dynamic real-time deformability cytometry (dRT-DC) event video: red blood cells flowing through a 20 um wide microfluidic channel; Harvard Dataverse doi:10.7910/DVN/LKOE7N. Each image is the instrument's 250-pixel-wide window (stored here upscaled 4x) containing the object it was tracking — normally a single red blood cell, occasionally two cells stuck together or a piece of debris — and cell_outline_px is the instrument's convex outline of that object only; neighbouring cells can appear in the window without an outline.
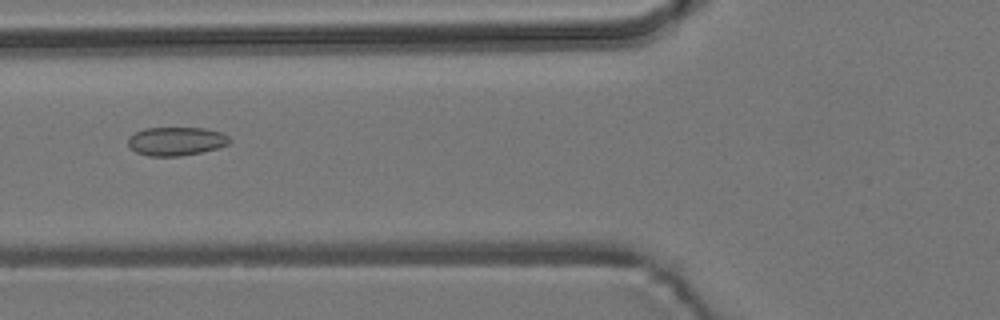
{"species": "common noctule bat (a hibernating species)", "species_latin": "Nyctalus noctula", "temperature_condition": "room temperature", "stored_images_in_passage": 54, "camera_frame_rate_fps": 3000, "um_per_image_px": 0.085, "animal": {"sex": "male", "body_mass_g": 19.2, "forearm_length_mm": 51.8}, "frame": {"image": 1, "passage_image": 21, "time_ms": 6.667, "image_size_px": [1000, 320], "cell_outline_px": [[232, 140], [228, 144], [216, 148], [200, 152], [180, 156], [148, 156], [136, 152], [128, 144], [128, 136], [144, 128], [204, 128], [220, 132], [228, 136]], "centroid_in_image_um": [14.96, 12.0], "position_along_channel_um": 110.8, "area_um2": 16.82}}
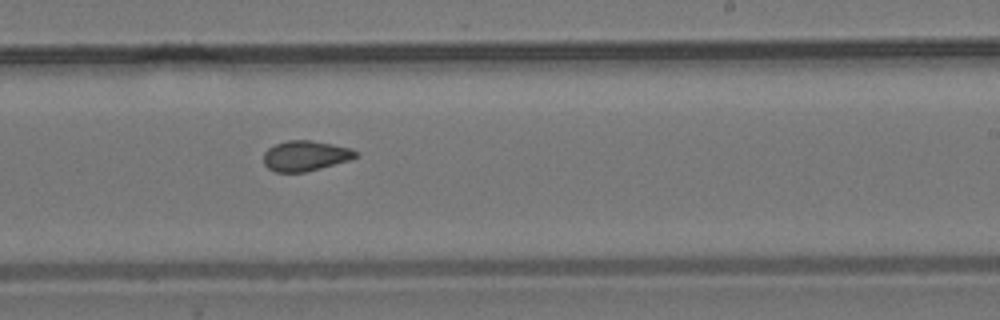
{"frame": {"image": 2, "passage_image": 33, "time_ms": 10.667, "image_size_px": [1000, 320], "cell_outline_px": [[360, 156], [348, 160], [320, 168], [304, 172], [276, 172], [268, 168], [264, 164], [264, 152], [268, 148], [276, 144], [288, 140], [312, 140], [352, 148]], "centroid_in_image_um": [25.96, 13.24], "position_along_channel_um": 263.0, "area_um2": 16.18}}
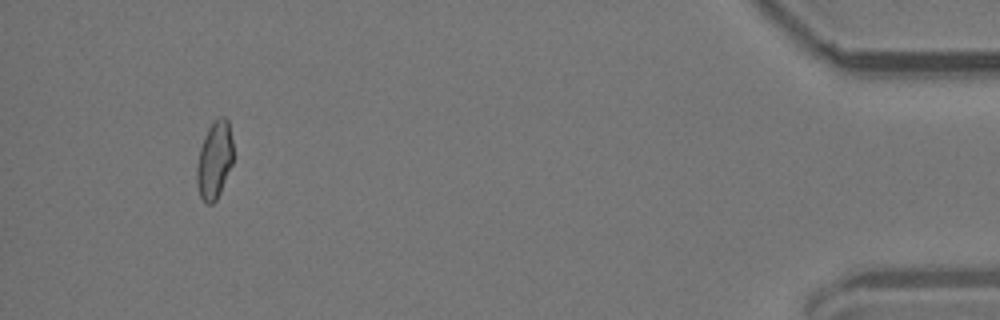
{"frame": {"image": 3, "passage_image": 51, "time_ms": 16.667, "image_size_px": [1000, 320], "cell_outline_px": [[232, 164], [220, 192], [216, 200], [212, 204], [208, 204], [200, 196], [196, 184], [196, 168], [200, 148], [204, 136], [208, 128], [220, 116], [224, 116], [228, 120], [232, 140]], "centroid_in_image_um": [18.22, 13.61], "position_along_channel_um": 417.0, "area_um2": 16.3}, "authors_computed_cell_mechanics": {"area_um2": 16.8487, "velocity_mm_per_s": 3.8082, "shape_relaxation_time_tau1_ms": null, "shape_relaxation_time_tau2_ms": 3.2805, "deformation_change_tau1": null, "deformation_change_tau2": 0.0817}}